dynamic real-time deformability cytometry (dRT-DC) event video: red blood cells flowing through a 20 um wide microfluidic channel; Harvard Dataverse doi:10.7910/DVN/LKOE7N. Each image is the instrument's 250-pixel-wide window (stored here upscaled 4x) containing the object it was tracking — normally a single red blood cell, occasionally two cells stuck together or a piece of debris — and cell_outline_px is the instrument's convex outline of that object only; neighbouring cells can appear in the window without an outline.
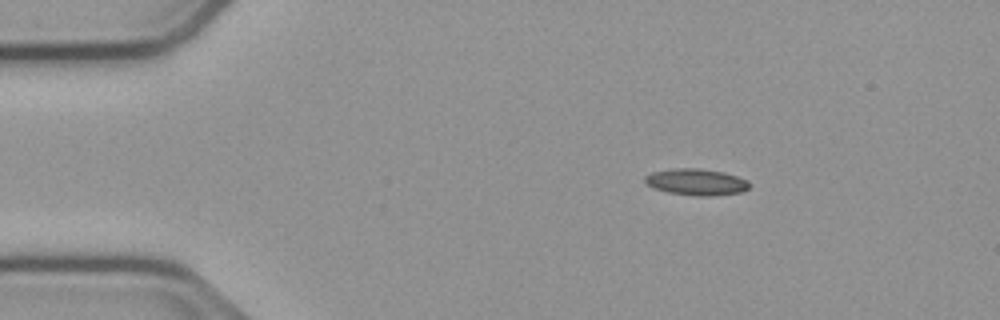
{"species": "common noctule bat (a hibernating species)", "species_latin": "Nyctalus noctula", "temperature_condition": "cold", "stored_images_in_passage": 47, "camera_frame_rate_fps": 3000, "um_per_image_px": 0.085, "animal": {"sex": "male", "body_mass_g": 23.1, "forearm_length_mm": 52.7}, "frame": {"image": 1, "passage_image": 1, "time_ms": 0.0, "image_size_px": [1000, 320], "cell_outline_px": [[748, 188], [740, 192], [712, 196], [696, 196], [668, 192], [652, 188], [644, 184], [644, 176], [652, 172], [676, 168], [700, 168], [724, 172], [748, 180]], "centroid_in_image_um": [59.13, 15.47], "position_along_channel_um": 25.9, "area_um2": 16.18}}
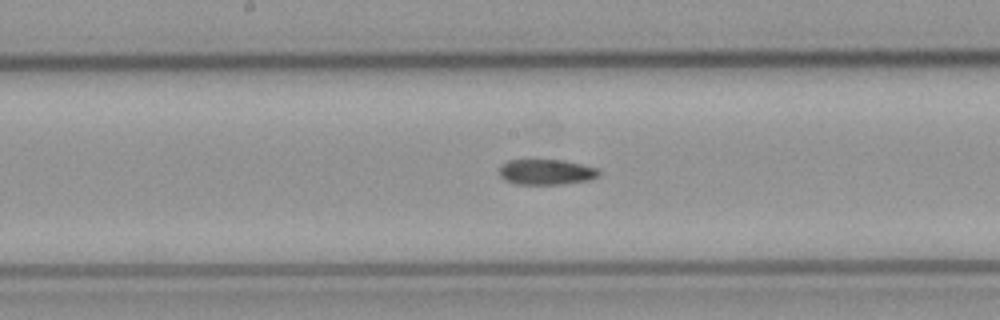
{"frame": {"image": 2, "passage_image": 20, "time_ms": 6.333, "image_size_px": [1000, 320], "cell_outline_px": [[600, 172], [596, 176], [588, 180], [560, 184], [516, 184], [500, 176], [500, 164], [508, 160], [564, 160], [596, 168]], "centroid_in_image_um": [46.39, 14.61], "position_along_channel_um": 201.8, "area_um2": 14.51}}
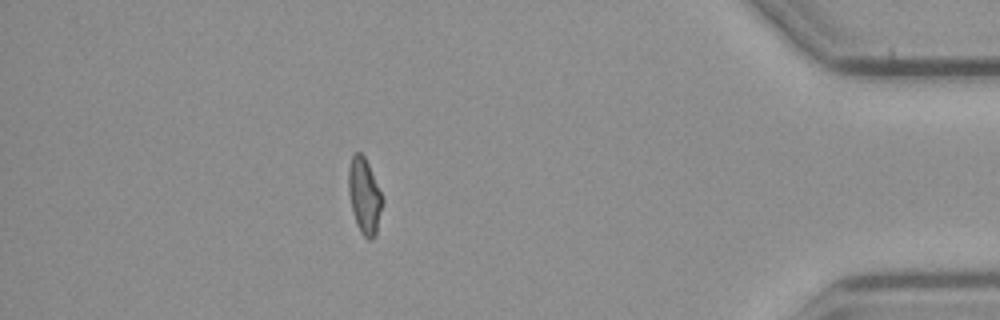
{"frame": {"image": 3, "passage_image": 40, "time_ms": 13.0, "image_size_px": [1000, 320], "cell_outline_px": [[384, 200], [376, 232], [368, 240], [360, 232], [352, 208], [348, 192], [348, 168], [352, 156], [356, 152], [360, 152], [364, 156], [368, 164]], "centroid_in_image_um": [30.96, 16.62], "position_along_channel_um": 404.2, "area_um2": 14.62}}